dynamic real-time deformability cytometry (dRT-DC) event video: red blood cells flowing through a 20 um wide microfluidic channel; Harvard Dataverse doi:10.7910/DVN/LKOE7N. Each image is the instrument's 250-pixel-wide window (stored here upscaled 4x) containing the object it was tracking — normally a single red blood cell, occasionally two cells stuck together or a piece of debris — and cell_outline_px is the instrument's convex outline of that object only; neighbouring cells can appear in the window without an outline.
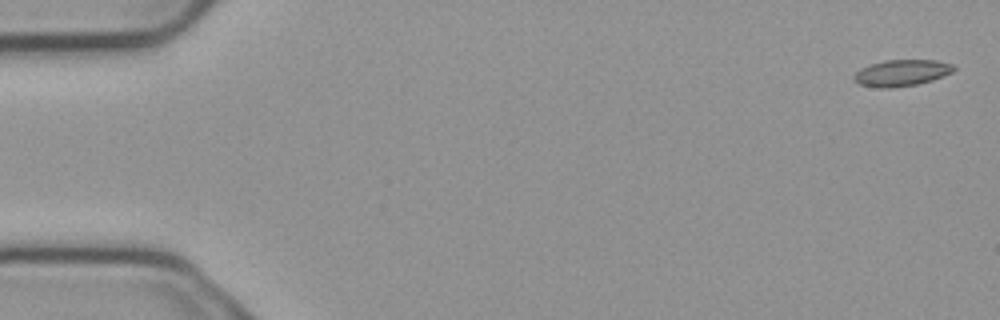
{"species": "common noctule bat (a hibernating species)", "species_latin": "Nyctalus noctula", "temperature_condition": "cold", "stored_images_in_passage": 5, "camera_frame_rate_fps": 3000, "um_per_image_px": 0.085, "animal": {"sex": "male", "body_mass_g": 23.1, "forearm_length_mm": 52.7}, "frame": {"image": 1, "passage_image": 1, "time_ms": 0.0, "image_size_px": [1000, 320], "cell_outline_px": [[956, 68], [952, 72], [944, 76], [932, 80], [916, 84], [892, 88], [880, 88], [860, 84], [852, 80], [852, 76], [860, 68], [884, 60], [936, 60], [952, 64]], "centroid_in_image_um": [76.62, 6.19], "position_along_channel_um": 8.4, "area_um2": 15.37}}